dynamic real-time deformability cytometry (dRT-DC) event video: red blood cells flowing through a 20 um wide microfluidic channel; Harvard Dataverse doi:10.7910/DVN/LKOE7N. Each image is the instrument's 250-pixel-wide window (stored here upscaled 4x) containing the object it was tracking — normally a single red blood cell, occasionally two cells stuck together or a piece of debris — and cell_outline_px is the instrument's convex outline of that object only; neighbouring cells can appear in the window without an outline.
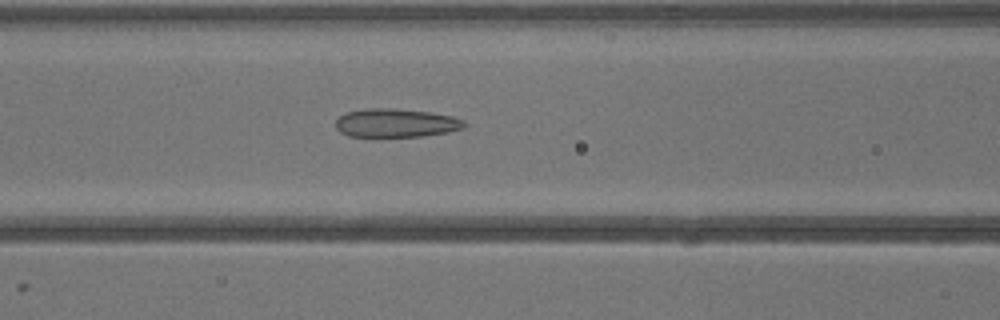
{"species": "common noctule bat (a hibernating species)", "species_latin": "Nyctalus noctula", "temperature_condition": "warm", "stored_images_in_passage": 39, "camera_frame_rate_fps": 3000, "um_per_image_px": 0.085, "animal": {"sex": "male", "body_mass_g": 13.3}, "frame": {"image": 1, "passage_image": 16, "time_ms": 5.0, "image_size_px": [1000, 320], "cell_outline_px": [[468, 124], [464, 128], [448, 132], [424, 136], [348, 136], [340, 132], [336, 128], [336, 120], [340, 116], [348, 112], [364, 108], [396, 108], [428, 112], [452, 116], [464, 120]], "centroid_in_image_um": [33.68, 10.45], "position_along_channel_um": 132.9, "area_um2": 21.44}}
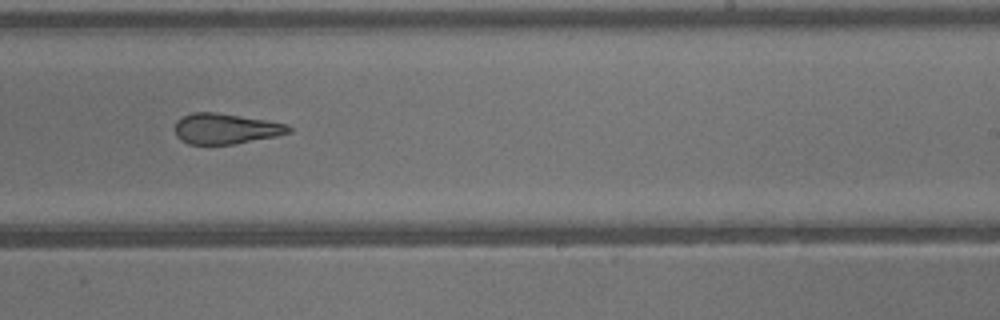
{"frame": {"image": 2, "passage_image": 24, "time_ms": 7.667, "image_size_px": [1000, 320], "cell_outline_px": [[292, 132], [276, 136], [232, 144], [188, 144], [180, 140], [176, 136], [176, 120], [192, 112], [216, 112], [288, 124], [292, 128]], "centroid_in_image_um": [19.17, 10.94], "position_along_channel_um": 269.8, "area_um2": 20.11}}
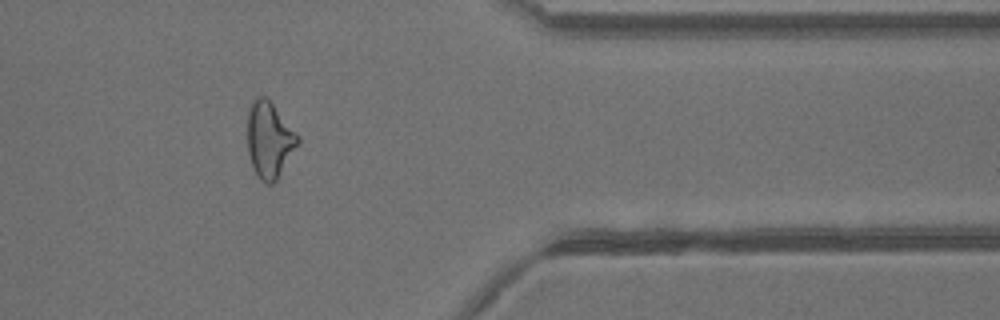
{"frame": {"image": 3, "passage_image": 32, "time_ms": 10.333, "image_size_px": [1000, 320], "cell_outline_px": [[300, 140], [276, 180], [272, 184], [264, 184], [256, 176], [248, 152], [248, 108], [252, 100], [256, 96], [264, 96], [272, 104], [300, 136]], "centroid_in_image_um": [22.88, 11.89], "position_along_channel_um": 388.5, "area_um2": 22.08}}